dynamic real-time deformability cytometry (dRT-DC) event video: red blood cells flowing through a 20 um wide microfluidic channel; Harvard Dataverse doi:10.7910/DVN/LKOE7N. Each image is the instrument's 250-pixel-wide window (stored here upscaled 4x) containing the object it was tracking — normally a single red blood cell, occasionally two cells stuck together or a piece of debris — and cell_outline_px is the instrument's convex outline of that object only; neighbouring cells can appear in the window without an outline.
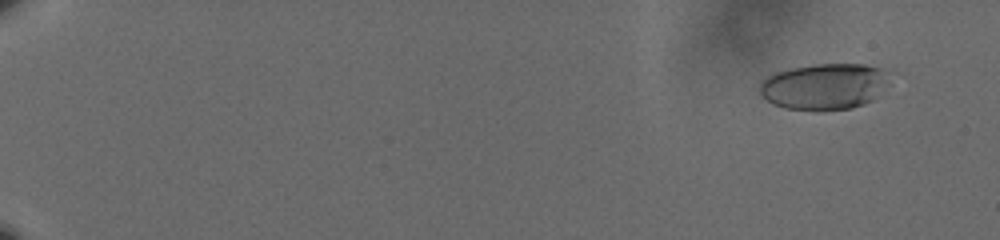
{"species": "human", "species_latin": "Homo sapiens", "temperature_condition": "cold", "stored_images_in_passage": 59, "camera_frame_rate_fps": 3000, "um_per_image_px": 0.085, "donor": {"sex": "male"}, "frame": {"image": 1, "passage_image": 3, "time_ms": 0.667, "image_size_px": [1000, 240], "cell_outline_px": [[880, 80], [872, 100], [864, 104], [852, 108], [824, 112], [816, 112], [784, 108], [772, 104], [760, 92], [760, 84], [768, 76], [776, 72], [792, 68], [816, 64], [864, 64], [880, 68]], "centroid_in_image_um": [69.88, 7.39], "position_along_channel_um": 15.1, "area_um2": 33.87}}
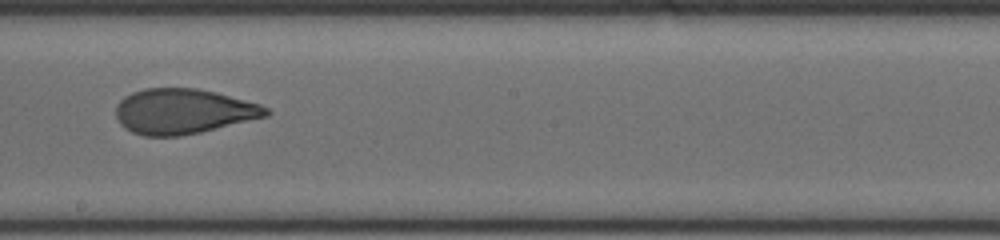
{"frame": {"image": 2, "passage_image": 37, "time_ms": 12.0, "image_size_px": [1000, 240], "cell_outline_px": [[272, 112], [268, 116], [200, 132], [180, 136], [144, 136], [132, 132], [124, 128], [120, 124], [116, 116], [116, 108], [120, 100], [124, 96], [132, 92], [144, 88], [196, 88], [216, 92], [260, 104], [268, 108]], "centroid_in_image_um": [15.57, 9.46], "position_along_channel_um": 232.6, "area_um2": 39.59}}
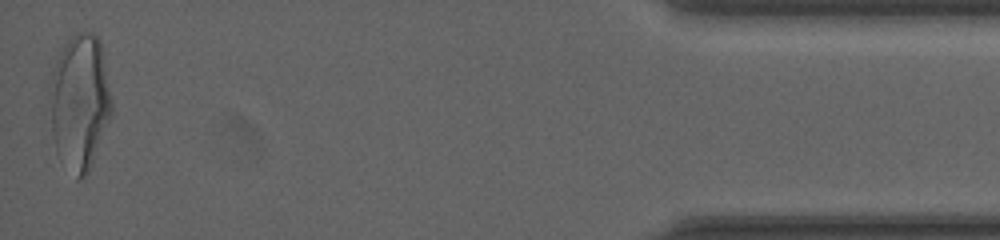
{"frame": {"image": 3, "passage_image": 59, "time_ms": 19.333, "image_size_px": [1000, 240], "cell_outline_px": [[112, 116], [92, 164], [88, 172], [84, 176], [76, 180], [56, 152], [52, 132], [48, 92], [52, 72], [56, 60], [64, 44], [76, 32], [92, 32], [100, 40], [112, 100]], "centroid_in_image_um": [6.77, 8.68], "position_along_channel_um": 428.4, "area_um2": 49.3}, "authors_computed_cell_mechanics": {"area_um2": 39.4196, "velocity_mm_per_s": 3.6133, "shape_relaxation_time_tau1_ms": 7.5295, "shape_relaxation_time_tau2_ms": 1.4656, "deformation_change_tau1": 0.2253, "deformation_change_tau2": 0.084}}